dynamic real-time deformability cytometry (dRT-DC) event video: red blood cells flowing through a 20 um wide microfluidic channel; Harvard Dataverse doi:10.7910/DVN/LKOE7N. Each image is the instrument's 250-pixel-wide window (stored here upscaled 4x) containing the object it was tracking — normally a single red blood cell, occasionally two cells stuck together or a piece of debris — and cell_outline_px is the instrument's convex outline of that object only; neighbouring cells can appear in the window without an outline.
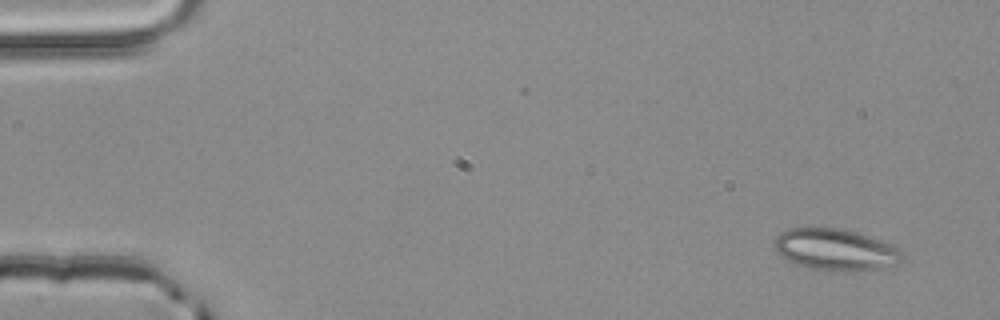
{"species": "common noctule bat (a hibernating species)", "species_latin": "Nyctalus noctula", "temperature_condition": "room temperature", "stored_images_in_passage": 4, "camera_frame_rate_fps": 3000, "um_per_image_px": 0.085, "animal": {"sex": "male", "body_mass_g": 20.4}, "frame": {"image": 1, "passage_image": 1, "time_ms": 0.0, "image_size_px": [1000, 320], "cell_outline_px": [[904, 260], [900, 264], [876, 268], [844, 272], [812, 268], [788, 260], [780, 256], [772, 240], [780, 232], [788, 228], [840, 228], [856, 232], [884, 240], [900, 248], [904, 252]], "centroid_in_image_um": [71.08, 21.2], "position_along_channel_um": 13.9, "area_um2": 31.21}}